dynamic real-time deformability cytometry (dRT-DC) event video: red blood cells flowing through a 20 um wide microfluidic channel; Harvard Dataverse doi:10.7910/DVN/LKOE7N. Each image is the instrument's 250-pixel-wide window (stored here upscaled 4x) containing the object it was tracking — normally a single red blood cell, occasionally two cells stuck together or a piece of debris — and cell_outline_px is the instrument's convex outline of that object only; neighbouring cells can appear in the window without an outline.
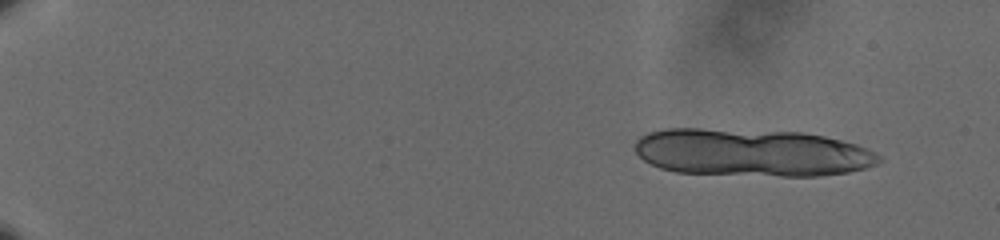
{"species": "human", "species_latin": "Homo sapiens", "temperature_condition": "cold", "stored_images_in_passage": 13, "camera_frame_rate_fps": 3000, "um_per_image_px": 0.085, "donor": {"sex": "male"}, "frame": {"image": 1, "passage_image": 1, "time_ms": 0.0, "image_size_px": [1000, 240], "cell_outline_px": [[884, 160], [876, 164], [864, 168], [848, 172], [820, 176], [780, 176], [676, 172], [660, 168], [644, 160], [636, 152], [636, 140], [640, 136], [648, 132], [664, 128], [700, 128], [804, 132], [824, 136], [856, 144], [876, 152]], "centroid_in_image_um": [63.91, 12.96], "position_along_channel_um": 21.1, "area_um2": 67.97}}